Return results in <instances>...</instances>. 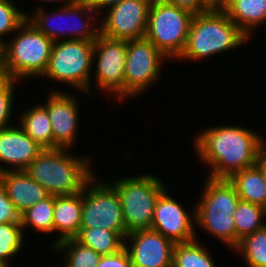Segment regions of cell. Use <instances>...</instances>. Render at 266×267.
<instances>
[{
  "instance_id": "obj_37",
  "label": "cell",
  "mask_w": 266,
  "mask_h": 267,
  "mask_svg": "<svg viewBox=\"0 0 266 267\" xmlns=\"http://www.w3.org/2000/svg\"><path fill=\"white\" fill-rule=\"evenodd\" d=\"M4 76V43L0 41V77Z\"/></svg>"
},
{
  "instance_id": "obj_26",
  "label": "cell",
  "mask_w": 266,
  "mask_h": 267,
  "mask_svg": "<svg viewBox=\"0 0 266 267\" xmlns=\"http://www.w3.org/2000/svg\"><path fill=\"white\" fill-rule=\"evenodd\" d=\"M234 221L237 247L245 236L266 226V208L240 200L234 213Z\"/></svg>"
},
{
  "instance_id": "obj_12",
  "label": "cell",
  "mask_w": 266,
  "mask_h": 267,
  "mask_svg": "<svg viewBox=\"0 0 266 267\" xmlns=\"http://www.w3.org/2000/svg\"><path fill=\"white\" fill-rule=\"evenodd\" d=\"M127 41L110 39L101 34L94 41L91 76V93L95 90L110 96L114 101H124V72ZM96 64H95V63ZM94 77V78H93ZM94 79V80H92ZM94 81V82H92ZM95 85H94V84ZM94 85V87H93Z\"/></svg>"
},
{
  "instance_id": "obj_15",
  "label": "cell",
  "mask_w": 266,
  "mask_h": 267,
  "mask_svg": "<svg viewBox=\"0 0 266 267\" xmlns=\"http://www.w3.org/2000/svg\"><path fill=\"white\" fill-rule=\"evenodd\" d=\"M63 91L50 89L46 101L41 104L47 109L51 121L53 148L72 149L78 140L80 103L79 98L73 96L76 94Z\"/></svg>"
},
{
  "instance_id": "obj_30",
  "label": "cell",
  "mask_w": 266,
  "mask_h": 267,
  "mask_svg": "<svg viewBox=\"0 0 266 267\" xmlns=\"http://www.w3.org/2000/svg\"><path fill=\"white\" fill-rule=\"evenodd\" d=\"M16 5L13 0H0V41L2 43H5L27 20V11L20 10Z\"/></svg>"
},
{
  "instance_id": "obj_39",
  "label": "cell",
  "mask_w": 266,
  "mask_h": 267,
  "mask_svg": "<svg viewBox=\"0 0 266 267\" xmlns=\"http://www.w3.org/2000/svg\"><path fill=\"white\" fill-rule=\"evenodd\" d=\"M263 178H264V184L266 189V155H263Z\"/></svg>"
},
{
  "instance_id": "obj_18",
  "label": "cell",
  "mask_w": 266,
  "mask_h": 267,
  "mask_svg": "<svg viewBox=\"0 0 266 267\" xmlns=\"http://www.w3.org/2000/svg\"><path fill=\"white\" fill-rule=\"evenodd\" d=\"M83 207V189L81 192L72 195L55 196L53 224L54 237L53 242H49V247L68 239L75 238L81 227V214ZM58 232V233H57Z\"/></svg>"
},
{
  "instance_id": "obj_2",
  "label": "cell",
  "mask_w": 266,
  "mask_h": 267,
  "mask_svg": "<svg viewBox=\"0 0 266 267\" xmlns=\"http://www.w3.org/2000/svg\"><path fill=\"white\" fill-rule=\"evenodd\" d=\"M68 148L43 149L25 169L50 195L81 192L95 174L91 156L74 155ZM93 167V168H92Z\"/></svg>"
},
{
  "instance_id": "obj_16",
  "label": "cell",
  "mask_w": 266,
  "mask_h": 267,
  "mask_svg": "<svg viewBox=\"0 0 266 267\" xmlns=\"http://www.w3.org/2000/svg\"><path fill=\"white\" fill-rule=\"evenodd\" d=\"M174 245L153 229L132 231L124 239L132 267H172Z\"/></svg>"
},
{
  "instance_id": "obj_5",
  "label": "cell",
  "mask_w": 266,
  "mask_h": 267,
  "mask_svg": "<svg viewBox=\"0 0 266 267\" xmlns=\"http://www.w3.org/2000/svg\"><path fill=\"white\" fill-rule=\"evenodd\" d=\"M26 12L27 20L53 41L86 40L94 42L100 35V14L85 0L60 6L54 12L42 4ZM32 13V14H30Z\"/></svg>"
},
{
  "instance_id": "obj_33",
  "label": "cell",
  "mask_w": 266,
  "mask_h": 267,
  "mask_svg": "<svg viewBox=\"0 0 266 267\" xmlns=\"http://www.w3.org/2000/svg\"><path fill=\"white\" fill-rule=\"evenodd\" d=\"M97 267H132L131 259L125 247L114 254L103 255Z\"/></svg>"
},
{
  "instance_id": "obj_10",
  "label": "cell",
  "mask_w": 266,
  "mask_h": 267,
  "mask_svg": "<svg viewBox=\"0 0 266 267\" xmlns=\"http://www.w3.org/2000/svg\"><path fill=\"white\" fill-rule=\"evenodd\" d=\"M81 215L80 228L99 227L116 231L123 239L127 236L119 195L106 178L94 174L85 183Z\"/></svg>"
},
{
  "instance_id": "obj_38",
  "label": "cell",
  "mask_w": 266,
  "mask_h": 267,
  "mask_svg": "<svg viewBox=\"0 0 266 267\" xmlns=\"http://www.w3.org/2000/svg\"><path fill=\"white\" fill-rule=\"evenodd\" d=\"M212 7H221L225 0H206Z\"/></svg>"
},
{
  "instance_id": "obj_22",
  "label": "cell",
  "mask_w": 266,
  "mask_h": 267,
  "mask_svg": "<svg viewBox=\"0 0 266 267\" xmlns=\"http://www.w3.org/2000/svg\"><path fill=\"white\" fill-rule=\"evenodd\" d=\"M17 124L43 149L53 148V132L47 109L41 104L24 109Z\"/></svg>"
},
{
  "instance_id": "obj_20",
  "label": "cell",
  "mask_w": 266,
  "mask_h": 267,
  "mask_svg": "<svg viewBox=\"0 0 266 267\" xmlns=\"http://www.w3.org/2000/svg\"><path fill=\"white\" fill-rule=\"evenodd\" d=\"M220 8L249 40L266 24V0H225Z\"/></svg>"
},
{
  "instance_id": "obj_34",
  "label": "cell",
  "mask_w": 266,
  "mask_h": 267,
  "mask_svg": "<svg viewBox=\"0 0 266 267\" xmlns=\"http://www.w3.org/2000/svg\"><path fill=\"white\" fill-rule=\"evenodd\" d=\"M168 4L187 9L194 14L204 13L213 7L206 0H162Z\"/></svg>"
},
{
  "instance_id": "obj_3",
  "label": "cell",
  "mask_w": 266,
  "mask_h": 267,
  "mask_svg": "<svg viewBox=\"0 0 266 267\" xmlns=\"http://www.w3.org/2000/svg\"><path fill=\"white\" fill-rule=\"evenodd\" d=\"M250 42L220 7L194 15L186 46L177 62L209 59ZM188 60V61H187Z\"/></svg>"
},
{
  "instance_id": "obj_14",
  "label": "cell",
  "mask_w": 266,
  "mask_h": 267,
  "mask_svg": "<svg viewBox=\"0 0 266 267\" xmlns=\"http://www.w3.org/2000/svg\"><path fill=\"white\" fill-rule=\"evenodd\" d=\"M169 190L167 188L156 202L151 229L161 233L174 244L197 239L195 204L190 209L191 212L175 196L173 197L172 191Z\"/></svg>"
},
{
  "instance_id": "obj_28",
  "label": "cell",
  "mask_w": 266,
  "mask_h": 267,
  "mask_svg": "<svg viewBox=\"0 0 266 267\" xmlns=\"http://www.w3.org/2000/svg\"><path fill=\"white\" fill-rule=\"evenodd\" d=\"M247 267H266V226L245 236L233 250Z\"/></svg>"
},
{
  "instance_id": "obj_1",
  "label": "cell",
  "mask_w": 266,
  "mask_h": 267,
  "mask_svg": "<svg viewBox=\"0 0 266 267\" xmlns=\"http://www.w3.org/2000/svg\"><path fill=\"white\" fill-rule=\"evenodd\" d=\"M191 139L199 163L214 179H229L235 172L256 165L265 154V138L242 125H218L200 129Z\"/></svg>"
},
{
  "instance_id": "obj_29",
  "label": "cell",
  "mask_w": 266,
  "mask_h": 267,
  "mask_svg": "<svg viewBox=\"0 0 266 267\" xmlns=\"http://www.w3.org/2000/svg\"><path fill=\"white\" fill-rule=\"evenodd\" d=\"M25 236L21 223L0 224V260L12 267L11 261L21 254L25 239H29Z\"/></svg>"
},
{
  "instance_id": "obj_24",
  "label": "cell",
  "mask_w": 266,
  "mask_h": 267,
  "mask_svg": "<svg viewBox=\"0 0 266 267\" xmlns=\"http://www.w3.org/2000/svg\"><path fill=\"white\" fill-rule=\"evenodd\" d=\"M75 239L100 255H110L124 247V239L116 232L103 228H80Z\"/></svg>"
},
{
  "instance_id": "obj_32",
  "label": "cell",
  "mask_w": 266,
  "mask_h": 267,
  "mask_svg": "<svg viewBox=\"0 0 266 267\" xmlns=\"http://www.w3.org/2000/svg\"><path fill=\"white\" fill-rule=\"evenodd\" d=\"M21 213L7 196L5 188L0 183V224L20 223Z\"/></svg>"
},
{
  "instance_id": "obj_40",
  "label": "cell",
  "mask_w": 266,
  "mask_h": 267,
  "mask_svg": "<svg viewBox=\"0 0 266 267\" xmlns=\"http://www.w3.org/2000/svg\"><path fill=\"white\" fill-rule=\"evenodd\" d=\"M0 267H11V266L7 264L6 262L0 260Z\"/></svg>"
},
{
  "instance_id": "obj_6",
  "label": "cell",
  "mask_w": 266,
  "mask_h": 267,
  "mask_svg": "<svg viewBox=\"0 0 266 267\" xmlns=\"http://www.w3.org/2000/svg\"><path fill=\"white\" fill-rule=\"evenodd\" d=\"M53 43L26 20L4 43V76L20 82L40 79L47 69Z\"/></svg>"
},
{
  "instance_id": "obj_8",
  "label": "cell",
  "mask_w": 266,
  "mask_h": 267,
  "mask_svg": "<svg viewBox=\"0 0 266 267\" xmlns=\"http://www.w3.org/2000/svg\"><path fill=\"white\" fill-rule=\"evenodd\" d=\"M94 42L86 40L54 41L49 63L41 79L72 86L91 95Z\"/></svg>"
},
{
  "instance_id": "obj_17",
  "label": "cell",
  "mask_w": 266,
  "mask_h": 267,
  "mask_svg": "<svg viewBox=\"0 0 266 267\" xmlns=\"http://www.w3.org/2000/svg\"><path fill=\"white\" fill-rule=\"evenodd\" d=\"M42 150L19 124L0 130V173L25 170Z\"/></svg>"
},
{
  "instance_id": "obj_19",
  "label": "cell",
  "mask_w": 266,
  "mask_h": 267,
  "mask_svg": "<svg viewBox=\"0 0 266 267\" xmlns=\"http://www.w3.org/2000/svg\"><path fill=\"white\" fill-rule=\"evenodd\" d=\"M0 183L20 213L50 195L25 170L1 172Z\"/></svg>"
},
{
  "instance_id": "obj_36",
  "label": "cell",
  "mask_w": 266,
  "mask_h": 267,
  "mask_svg": "<svg viewBox=\"0 0 266 267\" xmlns=\"http://www.w3.org/2000/svg\"><path fill=\"white\" fill-rule=\"evenodd\" d=\"M39 2H40V4L41 3H59V5H57L56 7H58V6H67V5H70V4H73V3H75V2H77L78 0H38Z\"/></svg>"
},
{
  "instance_id": "obj_21",
  "label": "cell",
  "mask_w": 266,
  "mask_h": 267,
  "mask_svg": "<svg viewBox=\"0 0 266 267\" xmlns=\"http://www.w3.org/2000/svg\"><path fill=\"white\" fill-rule=\"evenodd\" d=\"M228 180L234 185L240 200L266 208L263 156L256 165L235 172Z\"/></svg>"
},
{
  "instance_id": "obj_9",
  "label": "cell",
  "mask_w": 266,
  "mask_h": 267,
  "mask_svg": "<svg viewBox=\"0 0 266 267\" xmlns=\"http://www.w3.org/2000/svg\"><path fill=\"white\" fill-rule=\"evenodd\" d=\"M194 13L162 0H152L145 38L174 62L185 49Z\"/></svg>"
},
{
  "instance_id": "obj_31",
  "label": "cell",
  "mask_w": 266,
  "mask_h": 267,
  "mask_svg": "<svg viewBox=\"0 0 266 267\" xmlns=\"http://www.w3.org/2000/svg\"><path fill=\"white\" fill-rule=\"evenodd\" d=\"M21 83L10 77H0V130L13 126L12 114L14 115V101L16 86ZM15 89V90H14Z\"/></svg>"
},
{
  "instance_id": "obj_23",
  "label": "cell",
  "mask_w": 266,
  "mask_h": 267,
  "mask_svg": "<svg viewBox=\"0 0 266 267\" xmlns=\"http://www.w3.org/2000/svg\"><path fill=\"white\" fill-rule=\"evenodd\" d=\"M199 241L197 237L190 242L176 243L173 247L172 267H217L210 248Z\"/></svg>"
},
{
  "instance_id": "obj_4",
  "label": "cell",
  "mask_w": 266,
  "mask_h": 267,
  "mask_svg": "<svg viewBox=\"0 0 266 267\" xmlns=\"http://www.w3.org/2000/svg\"><path fill=\"white\" fill-rule=\"evenodd\" d=\"M205 178L195 205L196 232L201 228L233 251L236 248L234 213L240 197L228 179Z\"/></svg>"
},
{
  "instance_id": "obj_41",
  "label": "cell",
  "mask_w": 266,
  "mask_h": 267,
  "mask_svg": "<svg viewBox=\"0 0 266 267\" xmlns=\"http://www.w3.org/2000/svg\"><path fill=\"white\" fill-rule=\"evenodd\" d=\"M264 148H265V155H266V136H265V143H264Z\"/></svg>"
},
{
  "instance_id": "obj_11",
  "label": "cell",
  "mask_w": 266,
  "mask_h": 267,
  "mask_svg": "<svg viewBox=\"0 0 266 267\" xmlns=\"http://www.w3.org/2000/svg\"><path fill=\"white\" fill-rule=\"evenodd\" d=\"M167 60L146 38L128 40L124 72V100L144 95L147 89L159 84V79L163 74L161 69L165 62H169Z\"/></svg>"
},
{
  "instance_id": "obj_7",
  "label": "cell",
  "mask_w": 266,
  "mask_h": 267,
  "mask_svg": "<svg viewBox=\"0 0 266 267\" xmlns=\"http://www.w3.org/2000/svg\"><path fill=\"white\" fill-rule=\"evenodd\" d=\"M106 180L119 195L127 234L135 230L151 229L156 202L168 184L151 173Z\"/></svg>"
},
{
  "instance_id": "obj_27",
  "label": "cell",
  "mask_w": 266,
  "mask_h": 267,
  "mask_svg": "<svg viewBox=\"0 0 266 267\" xmlns=\"http://www.w3.org/2000/svg\"><path fill=\"white\" fill-rule=\"evenodd\" d=\"M50 250L57 251L56 254L62 252L64 255L63 260L61 259V263L64 264L61 267H97L102 258V255L82 245L75 238L65 239Z\"/></svg>"
},
{
  "instance_id": "obj_13",
  "label": "cell",
  "mask_w": 266,
  "mask_h": 267,
  "mask_svg": "<svg viewBox=\"0 0 266 267\" xmlns=\"http://www.w3.org/2000/svg\"><path fill=\"white\" fill-rule=\"evenodd\" d=\"M151 2L123 0L109 6L100 13V34L125 41L145 38Z\"/></svg>"
},
{
  "instance_id": "obj_25",
  "label": "cell",
  "mask_w": 266,
  "mask_h": 267,
  "mask_svg": "<svg viewBox=\"0 0 266 267\" xmlns=\"http://www.w3.org/2000/svg\"><path fill=\"white\" fill-rule=\"evenodd\" d=\"M54 200L55 196L49 195L42 201L36 203L33 207L26 209L21 213V226L23 228L24 234L32 228L31 230L37 233L54 234V224H53V212H54Z\"/></svg>"
},
{
  "instance_id": "obj_35",
  "label": "cell",
  "mask_w": 266,
  "mask_h": 267,
  "mask_svg": "<svg viewBox=\"0 0 266 267\" xmlns=\"http://www.w3.org/2000/svg\"><path fill=\"white\" fill-rule=\"evenodd\" d=\"M99 14L109 6L117 4L123 0H85Z\"/></svg>"
}]
</instances>
